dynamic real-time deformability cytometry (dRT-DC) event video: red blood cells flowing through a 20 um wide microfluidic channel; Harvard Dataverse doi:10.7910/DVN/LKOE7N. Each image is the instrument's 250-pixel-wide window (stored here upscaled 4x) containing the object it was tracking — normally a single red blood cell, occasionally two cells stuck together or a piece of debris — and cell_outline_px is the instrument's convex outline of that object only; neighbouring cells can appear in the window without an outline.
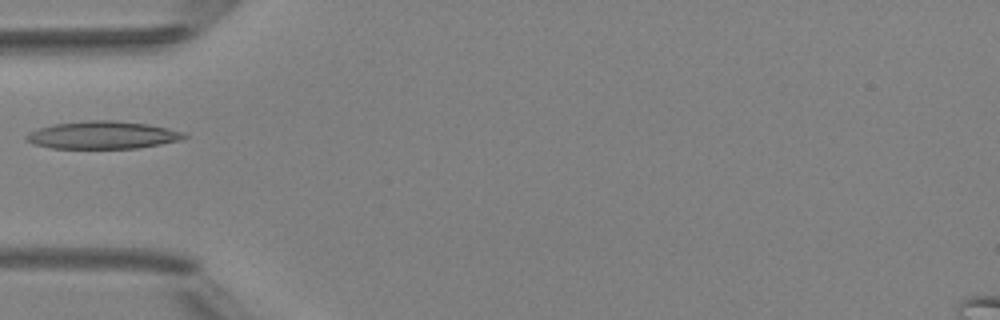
{"species": "Egyptian fruit bat (a non-hibernating species)", "species_latin": "Rousettus aegyptiacus", "temperature_condition": "room temperature", "stored_images_in_passage": 2, "camera_frame_rate_fps": 3000, "um_per_image_px": 0.085, "animal": {"sex": "female"}, "frame": {"image": 1, "passage_image": 2, "time_ms": 2.0, "image_size_px": [1000, 320], "cell_outline_px": [[188, 136], [184, 140], [136, 148], [52, 148], [32, 144], [24, 140], [24, 136], [28, 132], [52, 124], [88, 120], [112, 120], [148, 124], [168, 128], [184, 132]], "centroid_in_image_um": [8.71, 11.48], "position_along_channel_um": 76.3, "area_um2": 25.61}}